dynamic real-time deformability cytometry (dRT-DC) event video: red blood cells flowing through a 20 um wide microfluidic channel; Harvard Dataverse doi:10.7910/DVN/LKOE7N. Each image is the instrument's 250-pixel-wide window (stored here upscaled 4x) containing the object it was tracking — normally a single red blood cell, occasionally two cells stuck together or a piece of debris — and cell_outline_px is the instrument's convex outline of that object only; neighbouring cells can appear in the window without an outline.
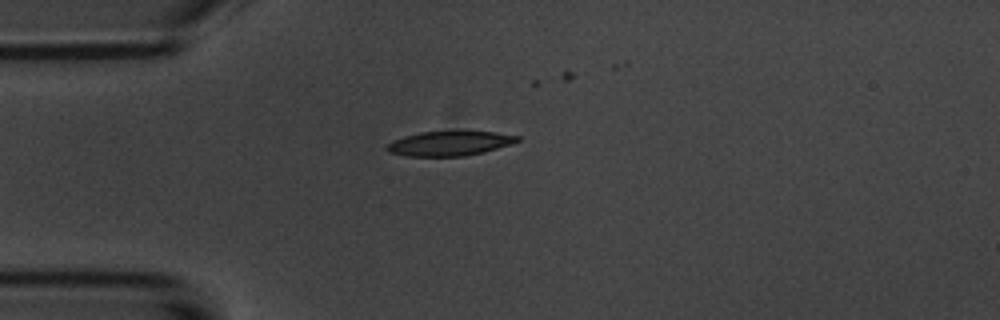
{"species": "common noctule bat (a hibernating species)", "species_latin": "Nyctalus noctula", "temperature_condition": "room temperature", "stored_images_in_passage": 10, "camera_frame_rate_fps": 3000, "um_per_image_px": 0.085, "animal": {"sex": "male", "body_mass_g": 20.1, "forearm_length_mm": 53.5}, "frame": {"image": 1, "passage_image": 1, "time_ms": 0.0, "image_size_px": [1000, 320], "cell_outline_px": [[520, 140], [484, 152], [464, 156], [408, 156], [388, 152], [384, 148], [392, 140], [404, 136], [420, 132], [456, 128], [496, 132], [520, 136]], "centroid_in_image_um": [38.2, 12.13], "position_along_channel_um": 46.8, "area_um2": 19.54}}
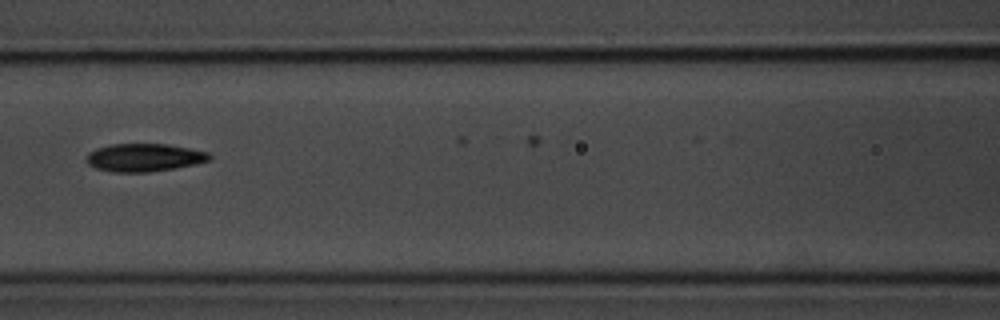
{"frame": {"image": 2, "passage_image": 4, "time_ms": 3.333, "image_size_px": [1000, 320], "cell_outline_px": [[212, 160], [196, 164], [176, 168], [148, 172], [112, 172], [96, 168], [88, 164], [88, 152], [96, 148], [112, 144], [168, 144], [208, 152], [212, 156]], "centroid_in_image_um": [12.29, 13.39], "position_along_channel_um": 154.3, "area_um2": 20.06}}